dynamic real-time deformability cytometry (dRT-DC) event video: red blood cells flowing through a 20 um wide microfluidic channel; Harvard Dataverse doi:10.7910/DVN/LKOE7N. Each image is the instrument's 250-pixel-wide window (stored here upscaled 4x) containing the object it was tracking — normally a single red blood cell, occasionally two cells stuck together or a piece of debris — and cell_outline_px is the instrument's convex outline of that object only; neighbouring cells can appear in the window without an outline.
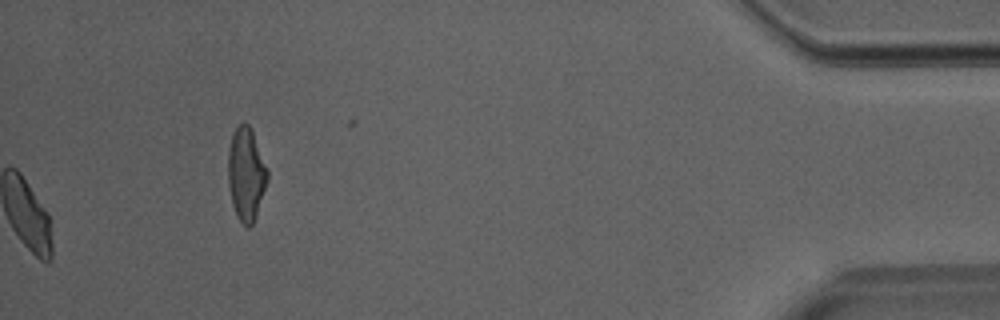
{"species": "Egyptian fruit bat (a non-hibernating species)", "species_latin": "Rousettus aegyptiacus", "temperature_condition": "room temperature", "stored_images_in_passage": 50, "camera_frame_rate_fps": 3000, "um_per_image_px": 0.085, "animal": {"sex": "male"}, "frame": {"image": 1, "passage_image": 50, "time_ms": 16.333, "image_size_px": [1000, 320], "cell_outline_px": [[268, 180], [256, 216], [252, 224], [248, 228], [236, 216], [232, 204], [228, 184], [228, 148], [236, 124], [244, 120], [252, 128], [268, 168]], "centroid_in_image_um": [20.92, 14.73], "position_along_channel_um": 414.3, "area_um2": 21.79}}